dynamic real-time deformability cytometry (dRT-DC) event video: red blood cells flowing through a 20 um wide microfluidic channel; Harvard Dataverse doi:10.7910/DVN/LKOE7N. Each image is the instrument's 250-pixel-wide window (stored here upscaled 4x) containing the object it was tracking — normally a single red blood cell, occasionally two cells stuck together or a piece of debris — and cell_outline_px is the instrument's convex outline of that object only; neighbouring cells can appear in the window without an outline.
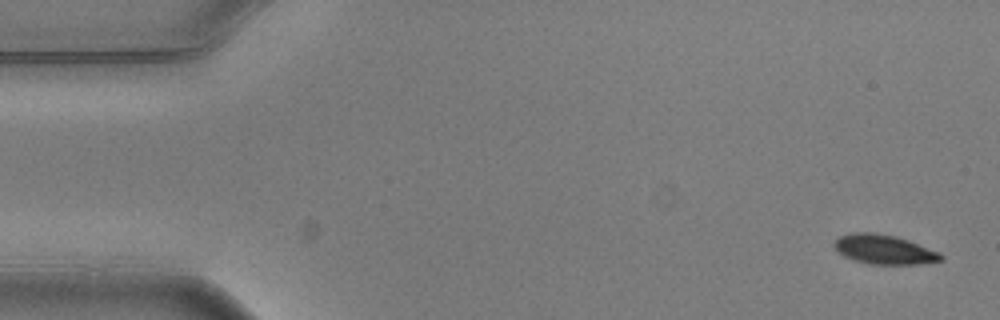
{"species": "common noctule bat (a hibernating species)", "species_latin": "Nyctalus noctula", "temperature_condition": "warm", "stored_images_in_passage": 6, "camera_frame_rate_fps": 3000, "um_per_image_px": 0.085, "animal": {"sex": "male", "body_mass_g": 20.5, "forearm_length_mm": 52.5}, "frame": {"image": 1, "passage_image": 1, "time_ms": 0.0, "image_size_px": [1000, 320], "cell_outline_px": [[944, 260], [920, 264], [868, 264], [844, 256], [832, 244], [840, 236], [856, 232], [872, 232], [896, 236], [908, 240], [940, 252], [944, 256]], "centroid_in_image_um": [75.19, 21.2], "position_along_channel_um": 9.8, "area_um2": 18.21}}
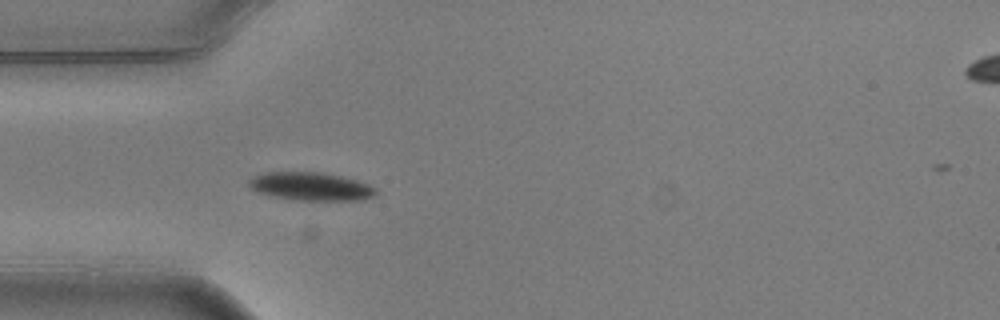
{"frame": {"image": 2, "passage_image": 5, "time_ms": 1.333, "image_size_px": [1000, 320], "cell_outline_px": [[376, 192], [372, 196], [364, 200], [296, 200], [256, 192], [248, 184], [248, 180], [252, 176], [264, 172], [324, 172], [356, 180], [368, 184], [376, 188]], "centroid_in_image_um": [26.4, 15.83], "position_along_channel_um": 58.6, "area_um2": 20.81}}